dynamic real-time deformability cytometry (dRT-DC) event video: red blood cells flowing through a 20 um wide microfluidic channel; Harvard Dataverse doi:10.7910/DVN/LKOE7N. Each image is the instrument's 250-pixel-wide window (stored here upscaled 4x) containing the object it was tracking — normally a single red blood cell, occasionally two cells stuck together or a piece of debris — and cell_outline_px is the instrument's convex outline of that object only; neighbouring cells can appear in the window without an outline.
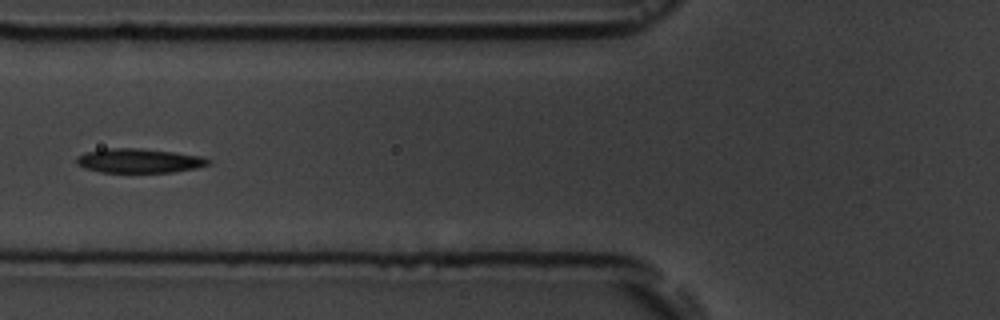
{"species": "common noctule bat (a hibernating species)", "species_latin": "Nyctalus noctula", "temperature_condition": "room temperature", "stored_images_in_passage": 10, "camera_frame_rate_fps": 3000, "um_per_image_px": 0.085, "animal": {"sex": "male", "body_mass_g": 19.5, "forearm_length_mm": 54.6}, "frame": {"image": 1, "passage_image": 5, "time_ms": 4.667, "image_size_px": [1000, 320], "cell_outline_px": [[212, 164], [196, 168], [172, 172], [100, 172], [84, 168], [76, 164], [76, 156], [84, 152], [104, 148], [136, 148], [172, 152], [200, 156], [208, 160]], "centroid_in_image_um": [11.75, 13.66], "position_along_channel_um": 114.1, "area_um2": 18.61}}
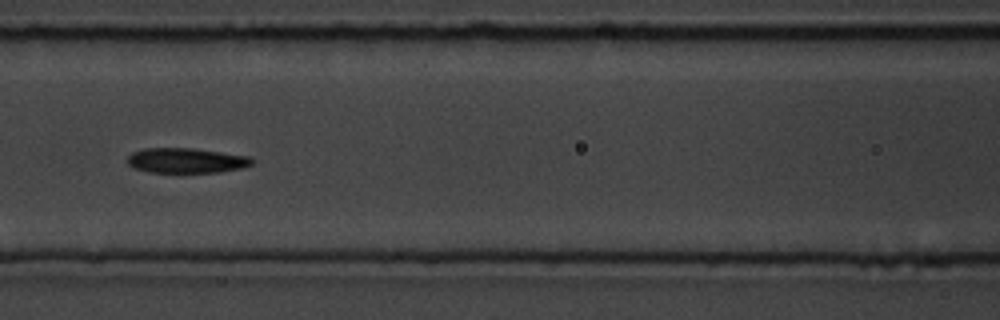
{"frame": {"image": 2, "passage_image": 6, "time_ms": 5.667, "image_size_px": [1000, 320], "cell_outline_px": [[256, 160], [252, 164], [244, 168], [220, 172], [148, 172], [132, 168], [128, 164], [128, 156], [132, 152], [144, 148], [192, 148], [248, 156]], "centroid_in_image_um": [15.84, 13.65], "position_along_channel_um": 150.8, "area_um2": 18.26}}
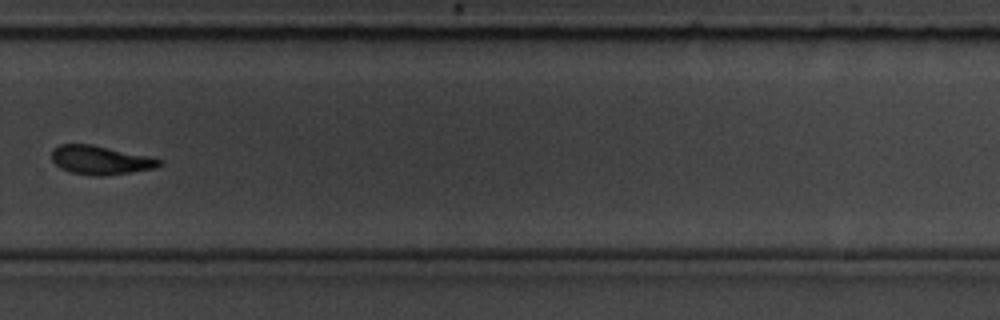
{"frame": {"image": 3, "passage_image": 10, "time_ms": 10.333, "image_size_px": [1000, 320], "cell_outline_px": [[160, 164], [156, 168], [132, 172], [100, 176], [92, 176], [68, 172], [60, 168], [52, 160], [52, 148], [60, 144], [92, 144], [152, 156], [160, 160]], "centroid_in_image_um": [8.52, 13.6], "position_along_channel_um": 321.3, "area_um2": 18.26}}